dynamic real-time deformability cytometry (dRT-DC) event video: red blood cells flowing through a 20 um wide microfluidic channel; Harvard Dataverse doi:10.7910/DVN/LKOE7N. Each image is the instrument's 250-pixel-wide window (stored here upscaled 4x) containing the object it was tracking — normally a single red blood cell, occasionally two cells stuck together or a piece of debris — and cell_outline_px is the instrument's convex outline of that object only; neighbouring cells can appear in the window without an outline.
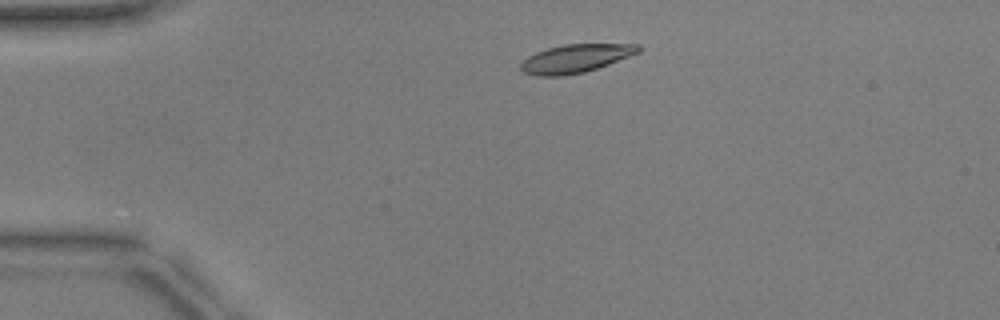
{"species": "common noctule bat (a hibernating species)", "species_latin": "Nyctalus noctula", "temperature_condition": "warm", "stored_images_in_passage": 34, "camera_frame_rate_fps": 3000, "um_per_image_px": 0.085, "animal": {"sex": "male", "body_mass_g": 17.9, "forearm_length_mm": 54.2}, "frame": {"image": 1, "passage_image": 1, "time_ms": 0.0, "image_size_px": [1000, 320], "cell_outline_px": [[640, 52], [608, 64], [584, 72], [560, 76], [536, 76], [524, 72], [520, 68], [520, 64], [528, 56], [536, 52], [548, 48], [564, 44], [640, 44]], "centroid_in_image_um": [48.91, 4.97], "position_along_channel_um": 36.1, "area_um2": 19.25}}
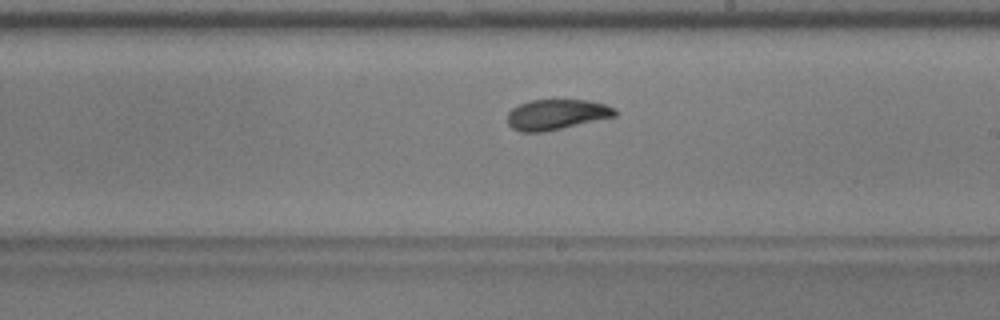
{"frame": {"image": 2, "passage_image": 20, "time_ms": 6.333, "image_size_px": [1000, 320], "cell_outline_px": [[616, 116], [544, 132], [520, 132], [512, 128], [508, 124], [508, 112], [512, 108], [528, 100], [588, 100], [604, 104], [616, 108]], "centroid_in_image_um": [47.29, 9.73], "position_along_channel_um": 241.7, "area_um2": 19.02}}
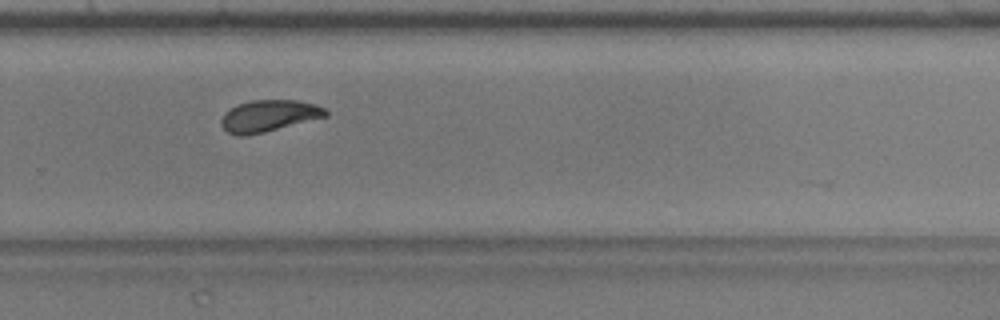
{"frame": {"image": 3, "passage_image": 25, "time_ms": 8.0, "image_size_px": [1000, 320], "cell_outline_px": [[328, 116], [264, 132], [244, 136], [236, 136], [228, 132], [220, 124], [220, 120], [224, 112], [236, 104], [252, 100], [296, 100], [316, 104], [324, 108], [328, 112]], "centroid_in_image_um": [22.82, 9.84], "position_along_channel_um": 307.0, "area_um2": 19.36}, "authors_computed_cell_mechanics": {"area_um2": 19.4208, "velocity_mm_per_s": 3.9295, "shape_relaxation_time_tau1_ms": 3.9842, "shape_relaxation_time_tau2_ms": 1.79, "deformation_change_tau1": 0.1295, "deformation_change_tau2": 0.0684}}